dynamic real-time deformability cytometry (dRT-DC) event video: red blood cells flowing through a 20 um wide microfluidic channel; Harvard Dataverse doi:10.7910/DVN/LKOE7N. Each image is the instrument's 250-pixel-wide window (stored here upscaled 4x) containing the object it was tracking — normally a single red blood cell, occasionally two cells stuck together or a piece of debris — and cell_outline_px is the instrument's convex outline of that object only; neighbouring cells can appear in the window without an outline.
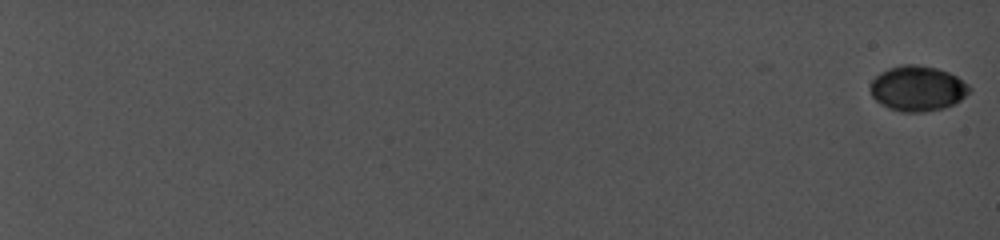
{"species": "common noctule bat (a hibernating species)", "species_latin": "Nyctalus noctula", "temperature_condition": "cold", "stored_images_in_passage": 22, "camera_frame_rate_fps": 5000, "um_per_image_px": 0.085, "animal": {"sex": "female", "body_mass_g": 19.0, "forearm_length_mm": 56.7}, "frame": {"image": 1, "passage_image": 1, "time_ms": 0.0, "image_size_px": [1000, 240], "cell_outline_px": [[972, 88], [960, 100], [944, 108], [924, 112], [900, 112], [888, 108], [880, 104], [872, 96], [868, 88], [872, 80], [880, 72], [888, 68], [900, 64], [916, 64], [936, 68], [948, 72], [956, 76], [968, 84]], "centroid_in_image_um": [77.95, 7.52], "position_along_channel_um": 7.1, "area_um2": 26.3}}
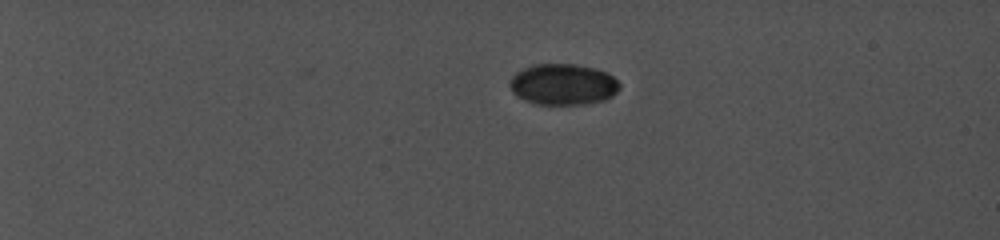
{"frame": {"image": 2, "passage_image": 21, "time_ms": 5.8, "image_size_px": [1000, 240], "cell_outline_px": [[620, 88], [612, 96], [604, 100], [584, 104], [536, 104], [524, 100], [516, 96], [512, 92], [508, 84], [508, 80], [516, 72], [532, 64], [576, 64], [596, 68], [608, 72], [620, 84]], "centroid_in_image_um": [47.83, 7.16], "position_along_channel_um": 37.2, "area_um2": 26.59}}